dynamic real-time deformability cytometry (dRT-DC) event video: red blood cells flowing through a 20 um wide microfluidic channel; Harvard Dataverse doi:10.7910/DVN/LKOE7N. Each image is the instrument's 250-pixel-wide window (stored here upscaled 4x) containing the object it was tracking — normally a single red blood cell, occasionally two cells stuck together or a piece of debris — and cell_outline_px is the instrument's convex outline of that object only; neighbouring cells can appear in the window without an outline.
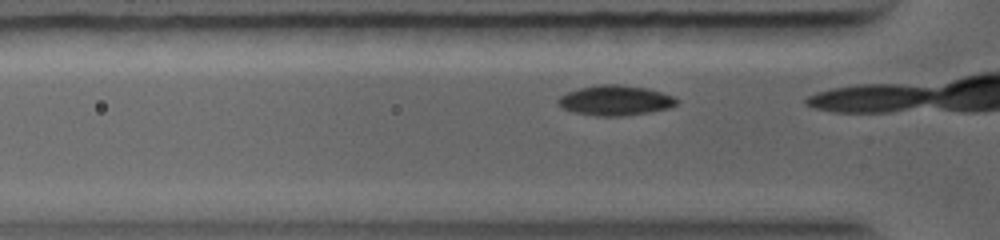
{"species": "common noctule bat (a hibernating species)", "species_latin": "Nyctalus noctula", "temperature_condition": "warm", "stored_images_in_passage": 3, "camera_frame_rate_fps": 5000, "um_per_image_px": 0.085, "animal": {"sex": "female", "body_mass_g": 19.0, "forearm_length_mm": 56.7}, "frame": {"image": 1, "passage_image": 2, "time_ms": 0.2, "image_size_px": [1000, 240], "cell_outline_px": [[680, 100], [676, 104], [668, 108], [652, 112], [624, 116], [596, 116], [572, 112], [564, 108], [556, 100], [560, 96], [568, 92], [580, 88], [600, 84], [616, 84], [644, 88], [660, 92], [672, 96]], "centroid_in_image_um": [52.3, 8.55], "position_along_channel_um": 73.5, "area_um2": 20.63}}